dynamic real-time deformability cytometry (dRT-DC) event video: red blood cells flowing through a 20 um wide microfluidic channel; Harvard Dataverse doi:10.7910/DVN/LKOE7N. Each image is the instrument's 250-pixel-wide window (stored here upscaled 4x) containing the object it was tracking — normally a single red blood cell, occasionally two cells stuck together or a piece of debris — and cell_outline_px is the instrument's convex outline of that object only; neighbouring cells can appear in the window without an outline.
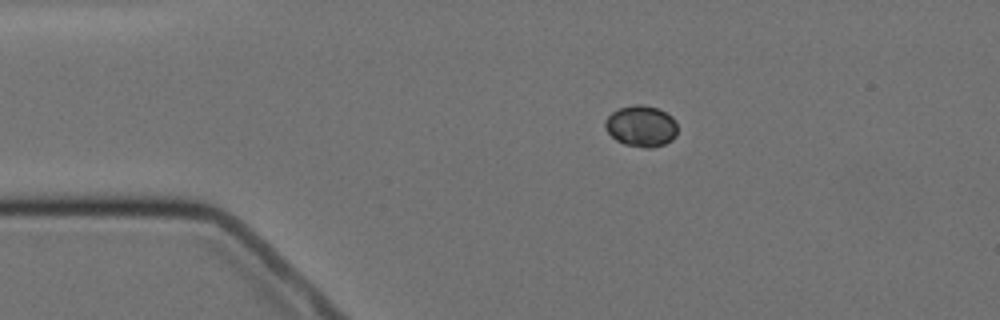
{"species": "Egyptian fruit bat (a non-hibernating species)", "species_latin": "Rousettus aegyptiacus", "temperature_condition": "cold", "stored_images_in_passage": 9, "camera_frame_rate_fps": 3000, "um_per_image_px": 0.085, "animal": {"sex": "female"}, "frame": {"image": 1, "passage_image": 1, "time_ms": 0.0, "image_size_px": [1000, 320], "cell_outline_px": [[676, 136], [672, 140], [664, 144], [652, 148], [644, 148], [624, 144], [616, 140], [604, 128], [604, 120], [612, 112], [620, 108], [632, 104], [644, 104], [660, 108], [672, 116], [676, 120]], "centroid_in_image_um": [54.51, 10.7], "position_along_channel_um": 30.5, "area_um2": 17.69}}
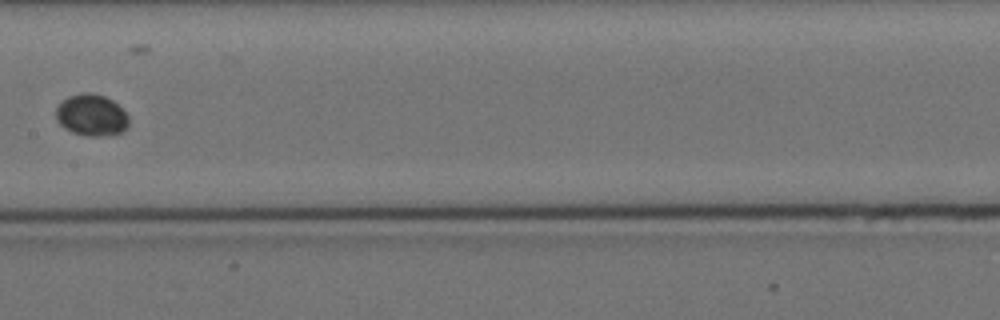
{"frame": {"image": 2, "passage_image": 6, "time_ms": 6.0, "image_size_px": [1000, 320], "cell_outline_px": [[128, 128], [124, 132], [100, 136], [84, 136], [72, 132], [64, 128], [56, 120], [56, 108], [68, 96], [84, 92], [88, 92], [104, 96], [112, 100], [128, 116]], "centroid_in_image_um": [7.77, 9.8], "position_along_channel_um": 199.6, "area_um2": 17.63}}
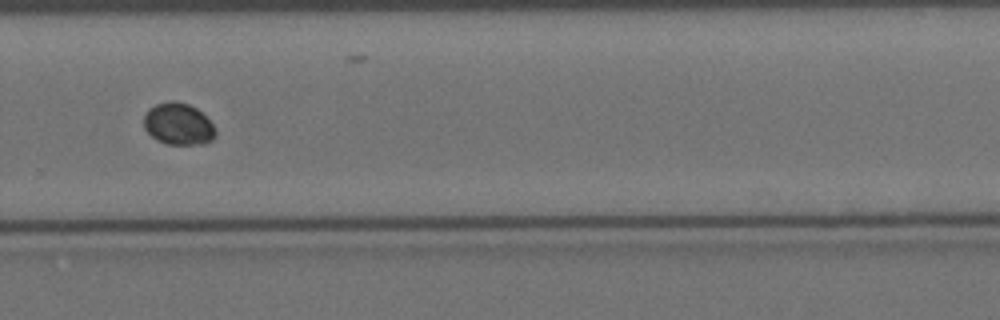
{"frame": {"image": 3, "passage_image": 9, "time_ms": 9.333, "image_size_px": [1000, 320], "cell_outline_px": [[216, 136], [212, 140], [204, 144], [168, 144], [156, 140], [144, 128], [144, 116], [148, 108], [156, 104], [168, 100], [176, 100], [188, 104], [196, 108], [216, 128]], "centroid_in_image_um": [15.15, 10.53], "position_along_channel_um": 314.7, "area_um2": 17.57}}